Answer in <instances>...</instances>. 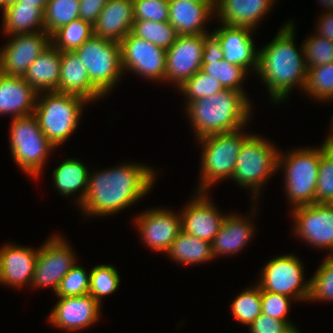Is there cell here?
I'll return each mask as SVG.
<instances>
[{
  "mask_svg": "<svg viewBox=\"0 0 333 333\" xmlns=\"http://www.w3.org/2000/svg\"><path fill=\"white\" fill-rule=\"evenodd\" d=\"M316 203H333V145L327 141L320 148Z\"/></svg>",
  "mask_w": 333,
  "mask_h": 333,
  "instance_id": "36",
  "label": "cell"
},
{
  "mask_svg": "<svg viewBox=\"0 0 333 333\" xmlns=\"http://www.w3.org/2000/svg\"><path fill=\"white\" fill-rule=\"evenodd\" d=\"M131 33L134 36L145 39L165 50H168L175 43L178 36L175 28L168 21H134Z\"/></svg>",
  "mask_w": 333,
  "mask_h": 333,
  "instance_id": "32",
  "label": "cell"
},
{
  "mask_svg": "<svg viewBox=\"0 0 333 333\" xmlns=\"http://www.w3.org/2000/svg\"><path fill=\"white\" fill-rule=\"evenodd\" d=\"M246 219L235 214L225 217L219 232L211 242L214 259L217 255L236 253L245 247L248 240L250 241L255 228L251 220Z\"/></svg>",
  "mask_w": 333,
  "mask_h": 333,
  "instance_id": "26",
  "label": "cell"
},
{
  "mask_svg": "<svg viewBox=\"0 0 333 333\" xmlns=\"http://www.w3.org/2000/svg\"><path fill=\"white\" fill-rule=\"evenodd\" d=\"M16 1H18V0H5V2H6L7 5H9V4L13 3V2H16Z\"/></svg>",
  "mask_w": 333,
  "mask_h": 333,
  "instance_id": "54",
  "label": "cell"
},
{
  "mask_svg": "<svg viewBox=\"0 0 333 333\" xmlns=\"http://www.w3.org/2000/svg\"><path fill=\"white\" fill-rule=\"evenodd\" d=\"M93 35V25L78 18L54 31L51 44L60 52H74Z\"/></svg>",
  "mask_w": 333,
  "mask_h": 333,
  "instance_id": "31",
  "label": "cell"
},
{
  "mask_svg": "<svg viewBox=\"0 0 333 333\" xmlns=\"http://www.w3.org/2000/svg\"><path fill=\"white\" fill-rule=\"evenodd\" d=\"M293 21L284 25L276 37L258 51L256 73L267 85L273 102L284 101L293 87L305 88L308 68L306 67L304 46L301 52L294 44Z\"/></svg>",
  "mask_w": 333,
  "mask_h": 333,
  "instance_id": "2",
  "label": "cell"
},
{
  "mask_svg": "<svg viewBox=\"0 0 333 333\" xmlns=\"http://www.w3.org/2000/svg\"><path fill=\"white\" fill-rule=\"evenodd\" d=\"M122 71L134 73L153 81H164L166 50L134 36L131 32L120 42Z\"/></svg>",
  "mask_w": 333,
  "mask_h": 333,
  "instance_id": "12",
  "label": "cell"
},
{
  "mask_svg": "<svg viewBox=\"0 0 333 333\" xmlns=\"http://www.w3.org/2000/svg\"><path fill=\"white\" fill-rule=\"evenodd\" d=\"M120 276L113 265H97L90 271L89 293L100 305L101 298L115 292Z\"/></svg>",
  "mask_w": 333,
  "mask_h": 333,
  "instance_id": "38",
  "label": "cell"
},
{
  "mask_svg": "<svg viewBox=\"0 0 333 333\" xmlns=\"http://www.w3.org/2000/svg\"><path fill=\"white\" fill-rule=\"evenodd\" d=\"M320 148H300L287 155L278 154V168L285 173V190L295 207L316 203Z\"/></svg>",
  "mask_w": 333,
  "mask_h": 333,
  "instance_id": "5",
  "label": "cell"
},
{
  "mask_svg": "<svg viewBox=\"0 0 333 333\" xmlns=\"http://www.w3.org/2000/svg\"><path fill=\"white\" fill-rule=\"evenodd\" d=\"M10 148L15 163L26 174L40 176L55 146L46 138L34 114L12 118Z\"/></svg>",
  "mask_w": 333,
  "mask_h": 333,
  "instance_id": "7",
  "label": "cell"
},
{
  "mask_svg": "<svg viewBox=\"0 0 333 333\" xmlns=\"http://www.w3.org/2000/svg\"><path fill=\"white\" fill-rule=\"evenodd\" d=\"M323 16V17H322ZM320 17L316 34L325 39L333 41V10L327 11Z\"/></svg>",
  "mask_w": 333,
  "mask_h": 333,
  "instance_id": "48",
  "label": "cell"
},
{
  "mask_svg": "<svg viewBox=\"0 0 333 333\" xmlns=\"http://www.w3.org/2000/svg\"><path fill=\"white\" fill-rule=\"evenodd\" d=\"M249 102L244 91L223 89L210 97L191 101L185 109L199 139L245 128L251 116Z\"/></svg>",
  "mask_w": 333,
  "mask_h": 333,
  "instance_id": "3",
  "label": "cell"
},
{
  "mask_svg": "<svg viewBox=\"0 0 333 333\" xmlns=\"http://www.w3.org/2000/svg\"><path fill=\"white\" fill-rule=\"evenodd\" d=\"M305 93L317 100H331L333 97V62L308 68Z\"/></svg>",
  "mask_w": 333,
  "mask_h": 333,
  "instance_id": "35",
  "label": "cell"
},
{
  "mask_svg": "<svg viewBox=\"0 0 333 333\" xmlns=\"http://www.w3.org/2000/svg\"><path fill=\"white\" fill-rule=\"evenodd\" d=\"M290 299L292 300L293 298L261 290V312L262 314L268 315L272 318L286 321L293 329H296L295 325L289 322L286 318L291 304Z\"/></svg>",
  "mask_w": 333,
  "mask_h": 333,
  "instance_id": "44",
  "label": "cell"
},
{
  "mask_svg": "<svg viewBox=\"0 0 333 333\" xmlns=\"http://www.w3.org/2000/svg\"><path fill=\"white\" fill-rule=\"evenodd\" d=\"M308 300H333V255H328L310 279Z\"/></svg>",
  "mask_w": 333,
  "mask_h": 333,
  "instance_id": "40",
  "label": "cell"
},
{
  "mask_svg": "<svg viewBox=\"0 0 333 333\" xmlns=\"http://www.w3.org/2000/svg\"><path fill=\"white\" fill-rule=\"evenodd\" d=\"M275 0H219L215 14L221 24L254 29Z\"/></svg>",
  "mask_w": 333,
  "mask_h": 333,
  "instance_id": "25",
  "label": "cell"
},
{
  "mask_svg": "<svg viewBox=\"0 0 333 333\" xmlns=\"http://www.w3.org/2000/svg\"><path fill=\"white\" fill-rule=\"evenodd\" d=\"M331 125H332V132H330L331 134H329V137L327 136V139L325 141H327L330 145H333V117H332V121H331Z\"/></svg>",
  "mask_w": 333,
  "mask_h": 333,
  "instance_id": "51",
  "label": "cell"
},
{
  "mask_svg": "<svg viewBox=\"0 0 333 333\" xmlns=\"http://www.w3.org/2000/svg\"><path fill=\"white\" fill-rule=\"evenodd\" d=\"M294 232L312 247L331 250L333 255V203H314L292 209Z\"/></svg>",
  "mask_w": 333,
  "mask_h": 333,
  "instance_id": "13",
  "label": "cell"
},
{
  "mask_svg": "<svg viewBox=\"0 0 333 333\" xmlns=\"http://www.w3.org/2000/svg\"><path fill=\"white\" fill-rule=\"evenodd\" d=\"M6 7H7V4H6L5 0H0V9L2 8V10L4 12Z\"/></svg>",
  "mask_w": 333,
  "mask_h": 333,
  "instance_id": "52",
  "label": "cell"
},
{
  "mask_svg": "<svg viewBox=\"0 0 333 333\" xmlns=\"http://www.w3.org/2000/svg\"><path fill=\"white\" fill-rule=\"evenodd\" d=\"M12 36L0 51V73L24 77L29 66L51 45V35L43 30Z\"/></svg>",
  "mask_w": 333,
  "mask_h": 333,
  "instance_id": "14",
  "label": "cell"
},
{
  "mask_svg": "<svg viewBox=\"0 0 333 333\" xmlns=\"http://www.w3.org/2000/svg\"><path fill=\"white\" fill-rule=\"evenodd\" d=\"M303 271L300 259L294 254L280 255L265 264L258 286L261 290L282 294L295 300L308 301L311 282L303 281Z\"/></svg>",
  "mask_w": 333,
  "mask_h": 333,
  "instance_id": "10",
  "label": "cell"
},
{
  "mask_svg": "<svg viewBox=\"0 0 333 333\" xmlns=\"http://www.w3.org/2000/svg\"><path fill=\"white\" fill-rule=\"evenodd\" d=\"M142 164H122L117 168L88 175V188L80 205L87 215L108 216L143 198L155 182L156 173Z\"/></svg>",
  "mask_w": 333,
  "mask_h": 333,
  "instance_id": "1",
  "label": "cell"
},
{
  "mask_svg": "<svg viewBox=\"0 0 333 333\" xmlns=\"http://www.w3.org/2000/svg\"><path fill=\"white\" fill-rule=\"evenodd\" d=\"M222 25L221 28L214 30V32L220 38L224 60L231 64L240 65L246 71L251 67L256 72L258 68V51H256L250 35L253 29Z\"/></svg>",
  "mask_w": 333,
  "mask_h": 333,
  "instance_id": "20",
  "label": "cell"
},
{
  "mask_svg": "<svg viewBox=\"0 0 333 333\" xmlns=\"http://www.w3.org/2000/svg\"><path fill=\"white\" fill-rule=\"evenodd\" d=\"M79 2V17L93 25L108 0H79Z\"/></svg>",
  "mask_w": 333,
  "mask_h": 333,
  "instance_id": "46",
  "label": "cell"
},
{
  "mask_svg": "<svg viewBox=\"0 0 333 333\" xmlns=\"http://www.w3.org/2000/svg\"><path fill=\"white\" fill-rule=\"evenodd\" d=\"M209 59H224L220 38L215 32H212L211 34L207 32L204 34V50L202 60Z\"/></svg>",
  "mask_w": 333,
  "mask_h": 333,
  "instance_id": "47",
  "label": "cell"
},
{
  "mask_svg": "<svg viewBox=\"0 0 333 333\" xmlns=\"http://www.w3.org/2000/svg\"><path fill=\"white\" fill-rule=\"evenodd\" d=\"M74 53L86 68L90 82L104 95L121 78V47L119 42L93 35Z\"/></svg>",
  "mask_w": 333,
  "mask_h": 333,
  "instance_id": "9",
  "label": "cell"
},
{
  "mask_svg": "<svg viewBox=\"0 0 333 333\" xmlns=\"http://www.w3.org/2000/svg\"><path fill=\"white\" fill-rule=\"evenodd\" d=\"M57 297L59 301L49 315L50 323L55 327L75 332L99 320L101 305L90 294Z\"/></svg>",
  "mask_w": 333,
  "mask_h": 333,
  "instance_id": "17",
  "label": "cell"
},
{
  "mask_svg": "<svg viewBox=\"0 0 333 333\" xmlns=\"http://www.w3.org/2000/svg\"><path fill=\"white\" fill-rule=\"evenodd\" d=\"M196 3H213L211 0H191Z\"/></svg>",
  "mask_w": 333,
  "mask_h": 333,
  "instance_id": "53",
  "label": "cell"
},
{
  "mask_svg": "<svg viewBox=\"0 0 333 333\" xmlns=\"http://www.w3.org/2000/svg\"><path fill=\"white\" fill-rule=\"evenodd\" d=\"M2 18V27L8 36L45 30L44 11L39 6L16 1L7 5Z\"/></svg>",
  "mask_w": 333,
  "mask_h": 333,
  "instance_id": "28",
  "label": "cell"
},
{
  "mask_svg": "<svg viewBox=\"0 0 333 333\" xmlns=\"http://www.w3.org/2000/svg\"><path fill=\"white\" fill-rule=\"evenodd\" d=\"M195 193L198 197L190 200L180 213L182 231L198 239L212 242L226 216L217 211L205 196L206 192Z\"/></svg>",
  "mask_w": 333,
  "mask_h": 333,
  "instance_id": "18",
  "label": "cell"
},
{
  "mask_svg": "<svg viewBox=\"0 0 333 333\" xmlns=\"http://www.w3.org/2000/svg\"><path fill=\"white\" fill-rule=\"evenodd\" d=\"M38 92L23 77L0 73V114L12 118L34 113Z\"/></svg>",
  "mask_w": 333,
  "mask_h": 333,
  "instance_id": "22",
  "label": "cell"
},
{
  "mask_svg": "<svg viewBox=\"0 0 333 333\" xmlns=\"http://www.w3.org/2000/svg\"><path fill=\"white\" fill-rule=\"evenodd\" d=\"M60 66L61 52L51 44L29 66L23 78L38 93L56 91Z\"/></svg>",
  "mask_w": 333,
  "mask_h": 333,
  "instance_id": "27",
  "label": "cell"
},
{
  "mask_svg": "<svg viewBox=\"0 0 333 333\" xmlns=\"http://www.w3.org/2000/svg\"><path fill=\"white\" fill-rule=\"evenodd\" d=\"M89 174L87 167L80 160L68 158L53 171L54 187L61 196L66 197L82 190L77 201L78 205H81L87 192Z\"/></svg>",
  "mask_w": 333,
  "mask_h": 333,
  "instance_id": "29",
  "label": "cell"
},
{
  "mask_svg": "<svg viewBox=\"0 0 333 333\" xmlns=\"http://www.w3.org/2000/svg\"><path fill=\"white\" fill-rule=\"evenodd\" d=\"M240 130L197 139L204 150L201 158V184L197 192H206L215 182L233 176L240 148L249 136Z\"/></svg>",
  "mask_w": 333,
  "mask_h": 333,
  "instance_id": "6",
  "label": "cell"
},
{
  "mask_svg": "<svg viewBox=\"0 0 333 333\" xmlns=\"http://www.w3.org/2000/svg\"><path fill=\"white\" fill-rule=\"evenodd\" d=\"M305 42V43H304ZM303 42L306 67L327 65L333 62V41L316 35Z\"/></svg>",
  "mask_w": 333,
  "mask_h": 333,
  "instance_id": "41",
  "label": "cell"
},
{
  "mask_svg": "<svg viewBox=\"0 0 333 333\" xmlns=\"http://www.w3.org/2000/svg\"><path fill=\"white\" fill-rule=\"evenodd\" d=\"M56 91L81 96L88 102L104 96L90 82L86 68L74 52H61L60 79Z\"/></svg>",
  "mask_w": 333,
  "mask_h": 333,
  "instance_id": "24",
  "label": "cell"
},
{
  "mask_svg": "<svg viewBox=\"0 0 333 333\" xmlns=\"http://www.w3.org/2000/svg\"><path fill=\"white\" fill-rule=\"evenodd\" d=\"M42 94L46 95L38 93L33 114L46 138L57 148L77 128L82 108L88 101L75 94L57 91Z\"/></svg>",
  "mask_w": 333,
  "mask_h": 333,
  "instance_id": "4",
  "label": "cell"
},
{
  "mask_svg": "<svg viewBox=\"0 0 333 333\" xmlns=\"http://www.w3.org/2000/svg\"><path fill=\"white\" fill-rule=\"evenodd\" d=\"M201 70L219 80L224 89L244 91L241 83L247 71L240 65L231 64L226 60H202Z\"/></svg>",
  "mask_w": 333,
  "mask_h": 333,
  "instance_id": "33",
  "label": "cell"
},
{
  "mask_svg": "<svg viewBox=\"0 0 333 333\" xmlns=\"http://www.w3.org/2000/svg\"><path fill=\"white\" fill-rule=\"evenodd\" d=\"M321 1V4L324 5V8H328L326 9L327 11H332L333 10V0H319Z\"/></svg>",
  "mask_w": 333,
  "mask_h": 333,
  "instance_id": "50",
  "label": "cell"
},
{
  "mask_svg": "<svg viewBox=\"0 0 333 333\" xmlns=\"http://www.w3.org/2000/svg\"><path fill=\"white\" fill-rule=\"evenodd\" d=\"M215 12L214 3L169 0V23L178 35L205 34L204 24Z\"/></svg>",
  "mask_w": 333,
  "mask_h": 333,
  "instance_id": "23",
  "label": "cell"
},
{
  "mask_svg": "<svg viewBox=\"0 0 333 333\" xmlns=\"http://www.w3.org/2000/svg\"><path fill=\"white\" fill-rule=\"evenodd\" d=\"M178 89L188 97L187 106L197 98L210 97L224 88L214 76L206 74L200 69L192 77L185 80Z\"/></svg>",
  "mask_w": 333,
  "mask_h": 333,
  "instance_id": "39",
  "label": "cell"
},
{
  "mask_svg": "<svg viewBox=\"0 0 333 333\" xmlns=\"http://www.w3.org/2000/svg\"><path fill=\"white\" fill-rule=\"evenodd\" d=\"M204 34L178 35L175 43L166 50L165 82L179 87L202 66Z\"/></svg>",
  "mask_w": 333,
  "mask_h": 333,
  "instance_id": "15",
  "label": "cell"
},
{
  "mask_svg": "<svg viewBox=\"0 0 333 333\" xmlns=\"http://www.w3.org/2000/svg\"><path fill=\"white\" fill-rule=\"evenodd\" d=\"M76 264L61 279L56 296H83L89 293L90 272Z\"/></svg>",
  "mask_w": 333,
  "mask_h": 333,
  "instance_id": "42",
  "label": "cell"
},
{
  "mask_svg": "<svg viewBox=\"0 0 333 333\" xmlns=\"http://www.w3.org/2000/svg\"><path fill=\"white\" fill-rule=\"evenodd\" d=\"M290 333H301V332H299V330L296 328V329L292 330Z\"/></svg>",
  "mask_w": 333,
  "mask_h": 333,
  "instance_id": "55",
  "label": "cell"
},
{
  "mask_svg": "<svg viewBox=\"0 0 333 333\" xmlns=\"http://www.w3.org/2000/svg\"><path fill=\"white\" fill-rule=\"evenodd\" d=\"M250 333H290L294 330L286 321L260 314L250 325Z\"/></svg>",
  "mask_w": 333,
  "mask_h": 333,
  "instance_id": "45",
  "label": "cell"
},
{
  "mask_svg": "<svg viewBox=\"0 0 333 333\" xmlns=\"http://www.w3.org/2000/svg\"><path fill=\"white\" fill-rule=\"evenodd\" d=\"M165 254L169 255L172 260L183 265L205 263L214 258L211 242L198 239L182 230L173 240V243Z\"/></svg>",
  "mask_w": 333,
  "mask_h": 333,
  "instance_id": "30",
  "label": "cell"
},
{
  "mask_svg": "<svg viewBox=\"0 0 333 333\" xmlns=\"http://www.w3.org/2000/svg\"><path fill=\"white\" fill-rule=\"evenodd\" d=\"M79 0H48L44 10V27L52 34L63 25L79 17Z\"/></svg>",
  "mask_w": 333,
  "mask_h": 333,
  "instance_id": "34",
  "label": "cell"
},
{
  "mask_svg": "<svg viewBox=\"0 0 333 333\" xmlns=\"http://www.w3.org/2000/svg\"><path fill=\"white\" fill-rule=\"evenodd\" d=\"M135 21H169V0H133Z\"/></svg>",
  "mask_w": 333,
  "mask_h": 333,
  "instance_id": "43",
  "label": "cell"
},
{
  "mask_svg": "<svg viewBox=\"0 0 333 333\" xmlns=\"http://www.w3.org/2000/svg\"><path fill=\"white\" fill-rule=\"evenodd\" d=\"M133 0H108L93 24V33L115 42H121L132 30Z\"/></svg>",
  "mask_w": 333,
  "mask_h": 333,
  "instance_id": "21",
  "label": "cell"
},
{
  "mask_svg": "<svg viewBox=\"0 0 333 333\" xmlns=\"http://www.w3.org/2000/svg\"><path fill=\"white\" fill-rule=\"evenodd\" d=\"M214 4H216L219 0H211Z\"/></svg>",
  "mask_w": 333,
  "mask_h": 333,
  "instance_id": "56",
  "label": "cell"
},
{
  "mask_svg": "<svg viewBox=\"0 0 333 333\" xmlns=\"http://www.w3.org/2000/svg\"><path fill=\"white\" fill-rule=\"evenodd\" d=\"M50 238L38 249L31 285L37 288L52 286L55 293L61 279L77 259L69 243L61 236Z\"/></svg>",
  "mask_w": 333,
  "mask_h": 333,
  "instance_id": "11",
  "label": "cell"
},
{
  "mask_svg": "<svg viewBox=\"0 0 333 333\" xmlns=\"http://www.w3.org/2000/svg\"><path fill=\"white\" fill-rule=\"evenodd\" d=\"M280 151L271 142L249 135L243 142L237 157L233 176L238 185L253 189L254 200L259 196L261 186L278 169ZM273 173V174H272Z\"/></svg>",
  "mask_w": 333,
  "mask_h": 333,
  "instance_id": "8",
  "label": "cell"
},
{
  "mask_svg": "<svg viewBox=\"0 0 333 333\" xmlns=\"http://www.w3.org/2000/svg\"><path fill=\"white\" fill-rule=\"evenodd\" d=\"M22 4H29L33 6H39L43 11L45 10L48 0H18Z\"/></svg>",
  "mask_w": 333,
  "mask_h": 333,
  "instance_id": "49",
  "label": "cell"
},
{
  "mask_svg": "<svg viewBox=\"0 0 333 333\" xmlns=\"http://www.w3.org/2000/svg\"><path fill=\"white\" fill-rule=\"evenodd\" d=\"M37 256L38 249L12 244L1 247L0 283L15 288L31 285Z\"/></svg>",
  "mask_w": 333,
  "mask_h": 333,
  "instance_id": "19",
  "label": "cell"
},
{
  "mask_svg": "<svg viewBox=\"0 0 333 333\" xmlns=\"http://www.w3.org/2000/svg\"><path fill=\"white\" fill-rule=\"evenodd\" d=\"M135 224L141 238L153 251L166 253L182 230L181 216L173 212L156 208L146 211L135 218Z\"/></svg>",
  "mask_w": 333,
  "mask_h": 333,
  "instance_id": "16",
  "label": "cell"
},
{
  "mask_svg": "<svg viewBox=\"0 0 333 333\" xmlns=\"http://www.w3.org/2000/svg\"><path fill=\"white\" fill-rule=\"evenodd\" d=\"M231 311L236 321L250 325L261 312V289L258 285L242 291L231 304Z\"/></svg>",
  "mask_w": 333,
  "mask_h": 333,
  "instance_id": "37",
  "label": "cell"
}]
</instances>
